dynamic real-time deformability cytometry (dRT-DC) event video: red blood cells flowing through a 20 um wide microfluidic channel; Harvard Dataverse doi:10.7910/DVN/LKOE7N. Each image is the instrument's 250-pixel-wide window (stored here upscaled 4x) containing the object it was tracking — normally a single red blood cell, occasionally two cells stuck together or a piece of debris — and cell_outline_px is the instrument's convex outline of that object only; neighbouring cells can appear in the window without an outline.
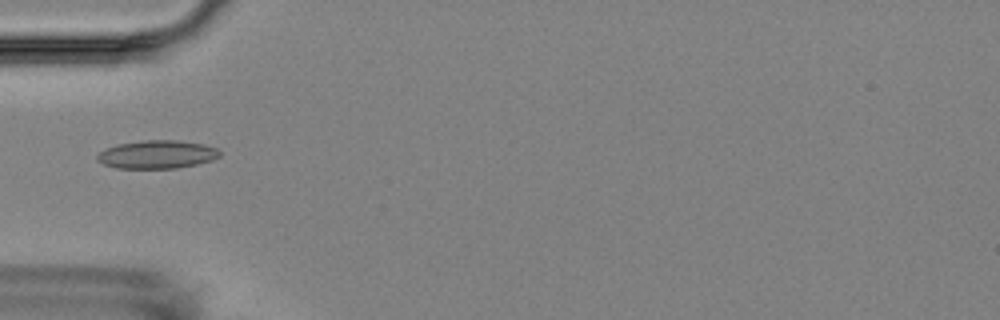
{"species": "Egyptian fruit bat (a non-hibernating species)", "species_latin": "Rousettus aegyptiacus", "temperature_condition": "room temperature", "stored_images_in_passage": 4, "segment_of_instrument_passage": [2, 2], "camera_frame_rate_fps": 3000, "um_per_image_px": 0.085, "animal": {"sex": "female"}, "frame": {"image": 1, "passage_image": 4, "time_ms": 3.667, "image_size_px": [1000, 320], "cell_outline_px": [[220, 156], [212, 160], [196, 164], [176, 168], [116, 168], [104, 164], [96, 160], [96, 156], [100, 152], [116, 144], [144, 140], [176, 140], [204, 144], [216, 148], [220, 152]], "centroid_in_image_um": [13.34, 13.12], "position_along_channel_um": 71.7, "area_um2": 20.06}}